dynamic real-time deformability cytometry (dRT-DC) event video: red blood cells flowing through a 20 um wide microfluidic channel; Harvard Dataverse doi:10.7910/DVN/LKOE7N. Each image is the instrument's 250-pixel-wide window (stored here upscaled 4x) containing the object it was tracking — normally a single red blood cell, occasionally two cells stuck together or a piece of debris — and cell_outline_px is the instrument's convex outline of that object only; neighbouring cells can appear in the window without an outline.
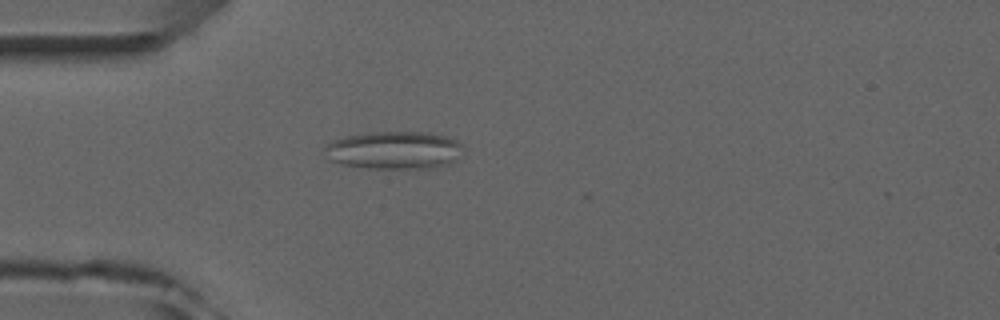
{"species": "common noctule bat (a hibernating species)", "species_latin": "Nyctalus noctula", "temperature_condition": "room temperature", "stored_images_in_passage": 2, "camera_frame_rate_fps": 3000, "um_per_image_px": 0.085, "animal": {"sex": "male", "forearm_length_mm": 52.5}, "frame": {"image": 1, "passage_image": 2, "time_ms": 1.333, "image_size_px": [1000, 320], "cell_outline_px": [[464, 148], [448, 164], [432, 168], [368, 168], [340, 164], [328, 160], [324, 148], [324, 144], [332, 140], [348, 136], [368, 132], [428, 132], [444, 136], [456, 140], [464, 144]], "centroid_in_image_um": [33.45, 12.76], "position_along_channel_um": 51.5, "area_um2": 30.58}}